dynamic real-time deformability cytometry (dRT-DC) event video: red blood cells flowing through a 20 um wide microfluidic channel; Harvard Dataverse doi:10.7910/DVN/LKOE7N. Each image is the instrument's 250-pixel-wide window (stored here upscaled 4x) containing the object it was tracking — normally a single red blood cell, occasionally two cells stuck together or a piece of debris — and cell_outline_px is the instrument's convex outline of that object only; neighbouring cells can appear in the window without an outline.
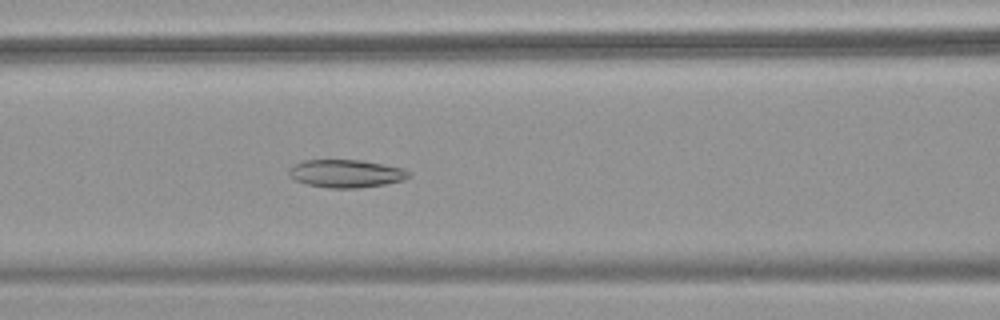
{"species": "common noctule bat (a hibernating species)", "species_latin": "Nyctalus noctula", "temperature_condition": "warm", "stored_images_in_passage": 42, "camera_frame_rate_fps": 3000, "um_per_image_px": 0.085, "animal": {"sex": "female", "body_mass_g": 18.4}, "frame": {"image": 1, "passage_image": 12, "time_ms": 3.667, "image_size_px": [1000, 320], "cell_outline_px": [[412, 176], [404, 180], [384, 184], [356, 188], [328, 188], [308, 184], [296, 180], [288, 176], [288, 172], [296, 164], [304, 160], [364, 160], [404, 168], [412, 172]], "centroid_in_image_um": [29.48, 14.75], "position_along_channel_um": 137.1, "area_um2": 19.54}}
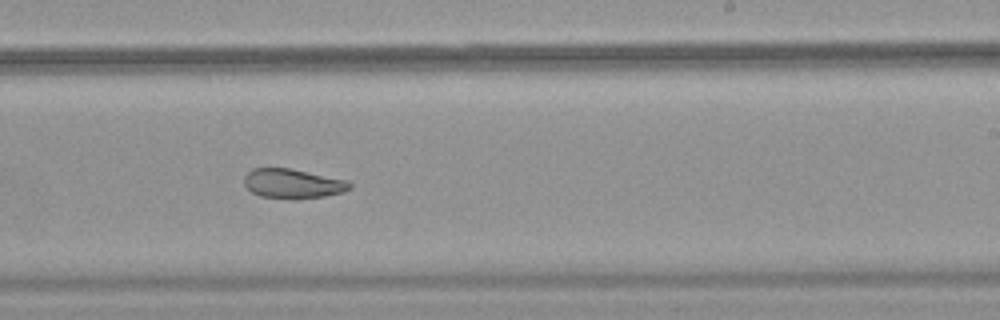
{"frame": {"image": 2, "passage_image": 22, "time_ms": 7.0, "image_size_px": [1000, 320], "cell_outline_px": [[352, 188], [344, 192], [324, 196], [296, 200], [292, 200], [260, 196], [252, 192], [244, 184], [244, 176], [252, 168], [288, 168], [348, 180], [352, 184]], "centroid_in_image_um": [24.9, 15.62], "position_along_channel_um": 264.1, "area_um2": 18.38}}
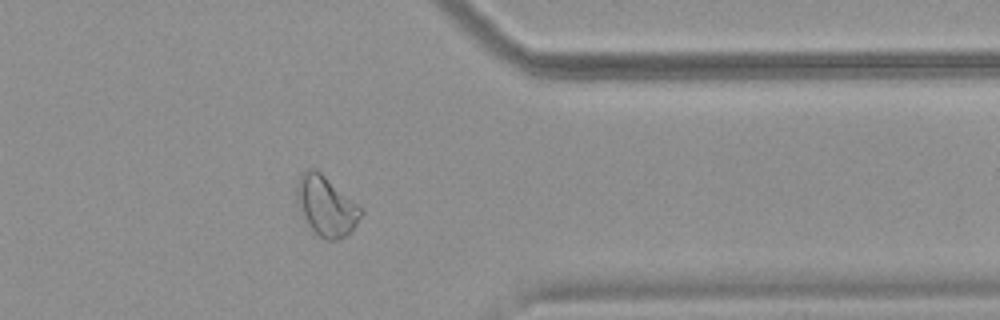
{"frame": {"image": 3, "passage_image": 32, "time_ms": 10.333, "image_size_px": [1000, 320], "cell_outline_px": [[364, 212], [348, 236], [336, 240], [328, 240], [320, 236], [304, 220], [300, 212], [296, 200], [296, 188], [300, 176], [304, 172], [312, 168], [316, 168], [360, 204], [364, 208]], "centroid_in_image_um": [27.76, 17.5], "position_along_channel_um": 383.6, "area_um2": 22.66}, "authors_computed_cell_mechanics": {"area_um2": 20.9236, "velocity_mm_per_s": 3.8275, "shape_relaxation_time_tau1_ms": null, "shape_relaxation_time_tau2_ms": 3.3173, "deformation_change_tau1": null, "deformation_change_tau2": 0.098}}